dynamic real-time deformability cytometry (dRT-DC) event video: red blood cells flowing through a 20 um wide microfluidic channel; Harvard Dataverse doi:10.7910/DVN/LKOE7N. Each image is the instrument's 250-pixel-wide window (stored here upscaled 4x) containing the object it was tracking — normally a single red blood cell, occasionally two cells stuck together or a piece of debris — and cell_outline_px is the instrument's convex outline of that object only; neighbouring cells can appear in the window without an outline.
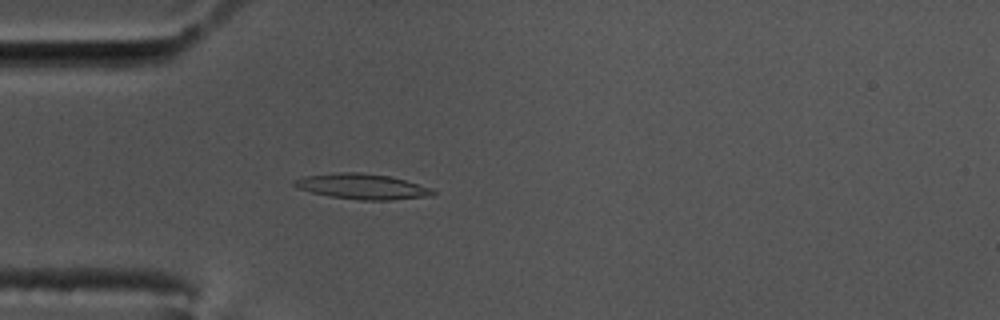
{"species": "common noctule bat (a hibernating species)", "species_latin": "Nyctalus noctula", "temperature_condition": "cold", "stored_images_in_passage": 59, "camera_frame_rate_fps": 3000, "um_per_image_px": 0.085, "animal": {"sex": "male", "body_mass_g": 17.5, "forearm_length_mm": 52.3}, "frame": {"image": 1, "passage_image": 17, "time_ms": 5.333, "image_size_px": [1000, 320], "cell_outline_px": [[436, 192], [432, 196], [392, 200], [360, 200], [328, 196], [312, 192], [300, 188], [292, 184], [292, 180], [304, 176], [336, 172], [360, 172], [388, 176], [404, 180], [432, 188]], "centroid_in_image_um": [30.78, 15.85], "position_along_channel_um": 54.2, "area_um2": 20.52}}
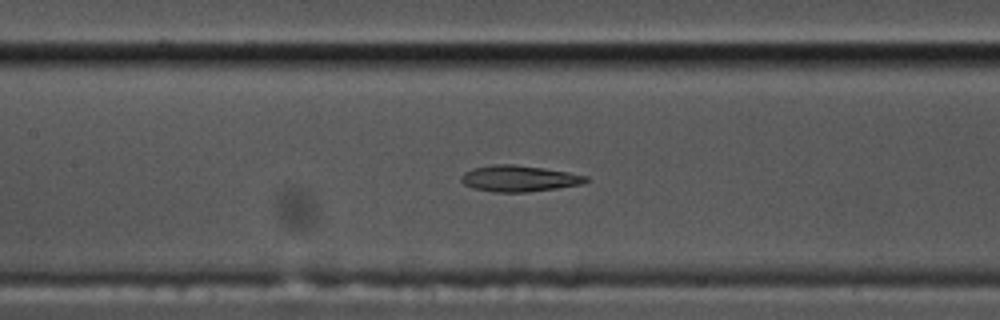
{"frame": {"image": 2, "passage_image": 27, "time_ms": 8.667, "image_size_px": [1000, 320], "cell_outline_px": [[592, 180], [584, 184], [528, 192], [492, 192], [476, 188], [464, 184], [460, 180], [460, 176], [464, 172], [472, 168], [492, 164], [512, 164], [544, 168], [568, 172], [588, 176]], "centroid_in_image_um": [44.15, 15.17], "position_along_channel_um": 163.3, "area_um2": 19.19}}
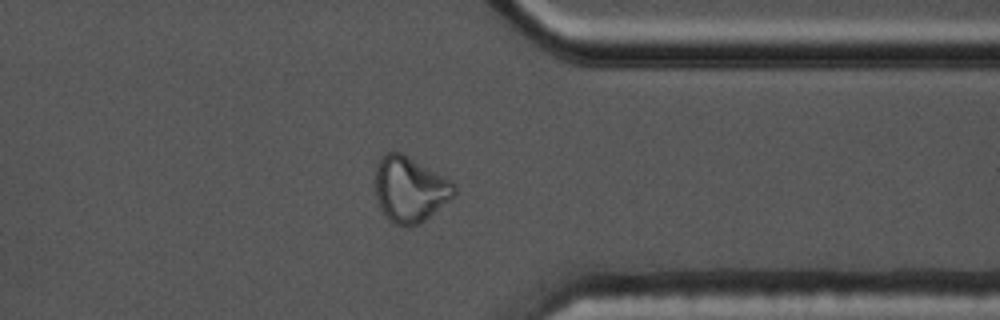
{"frame": {"image": 3, "passage_image": 46, "time_ms": 15.0, "image_size_px": [1000, 320], "cell_outline_px": [[456, 196], [420, 224], [408, 228], [396, 224], [388, 220], [380, 208], [376, 196], [376, 164], [380, 156], [388, 152], [400, 152], [444, 176], [456, 184]], "centroid_in_image_um": [34.86, 16.12], "position_along_channel_um": 376.5, "area_um2": 30.4}, "authors_computed_cell_mechanics": {"area_um2": 19.5942, "velocity_mm_per_s": 3.456, "shape_relaxation_time_tau1_ms": null, "shape_relaxation_time_tau2_ms": 2.0244, "deformation_change_tau1": null, "deformation_change_tau2": 0.1039}}